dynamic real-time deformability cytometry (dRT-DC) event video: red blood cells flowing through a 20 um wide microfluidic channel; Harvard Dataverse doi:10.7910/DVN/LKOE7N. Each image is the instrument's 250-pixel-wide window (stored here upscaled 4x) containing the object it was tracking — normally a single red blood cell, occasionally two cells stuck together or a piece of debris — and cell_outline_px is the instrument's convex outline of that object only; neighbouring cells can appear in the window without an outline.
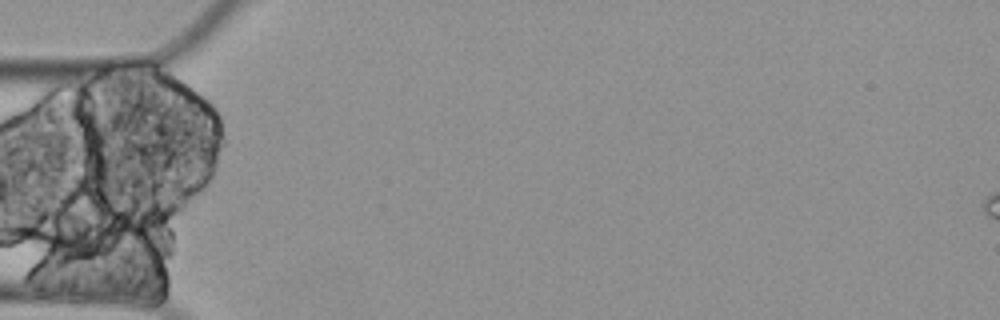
{"species": "Egyptian fruit bat (a non-hibernating species)", "species_latin": "Rousettus aegyptiacus", "temperature_condition": "cold", "stored_images_in_passage": 4, "camera_frame_rate_fps": 3000, "um_per_image_px": 0.085, "animal": {"sex": "female"}, "frame": {"image": 1, "passage_image": 1, "time_ms": 0.0, "image_size_px": [1000, 320], "cell_outline_px": [[100, 244], [96, 256], [92, 260], [84, 264], [68, 264], [40, 252], [36, 248], [56, 232], [72, 224], [84, 220], [88, 220]], "centroid_in_image_um": [6.16, 20.75], "position_along_channel_um": 78.8, "area_um2": 13.01}}
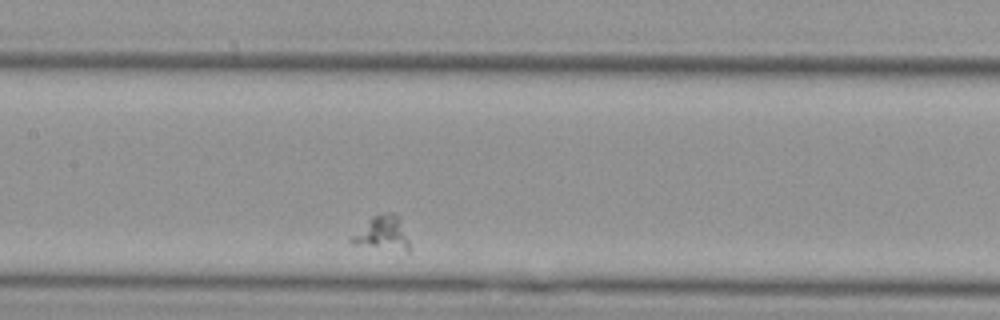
{"frame": {"image": 2, "passage_image": 4, "time_ms": 1.0, "image_size_px": [1000, 320], "cell_outline_px": [[408, 252], [352, 244], [348, 240], [348, 236], [372, 216], [380, 212], [396, 212], [400, 216], [408, 240]], "centroid_in_image_um": [32.45, 19.79], "position_along_channel_um": 174.9, "area_um2": 11.91}}